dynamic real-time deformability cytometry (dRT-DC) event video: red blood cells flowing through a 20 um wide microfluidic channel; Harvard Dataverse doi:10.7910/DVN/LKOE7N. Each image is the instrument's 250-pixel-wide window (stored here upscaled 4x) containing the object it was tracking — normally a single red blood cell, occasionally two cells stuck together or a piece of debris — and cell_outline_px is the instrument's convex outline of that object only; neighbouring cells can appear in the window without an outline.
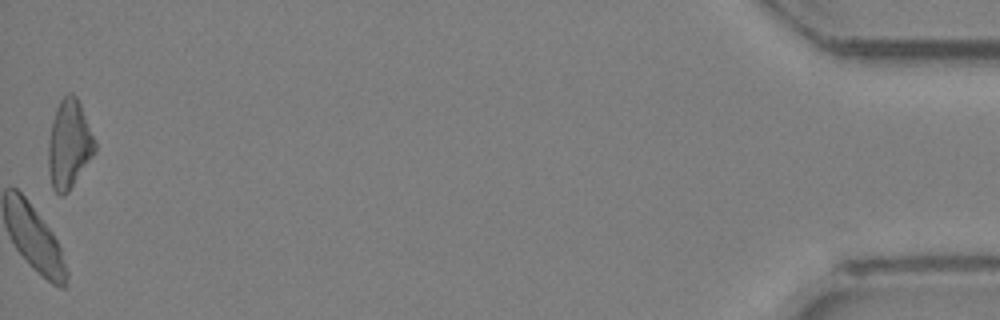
{"species": "Egyptian fruit bat (a non-hibernating species)", "species_latin": "Rousettus aegyptiacus", "temperature_condition": "room temperature", "stored_images_in_passage": 28, "camera_frame_rate_fps": 3000, "um_per_image_px": 0.085, "animal": {"sex": "female"}, "frame": {"image": 1, "passage_image": 28, "time_ms": 9.0, "image_size_px": [1000, 320], "cell_outline_px": [[96, 152], [68, 192], [64, 196], [60, 196], [52, 188], [48, 168], [48, 140], [52, 120], [56, 108], [60, 100], [68, 92], [72, 92], [76, 96], [80, 104], [96, 144]], "centroid_in_image_um": [5.85, 12.28], "position_along_channel_um": 429.3, "area_um2": 24.1}}